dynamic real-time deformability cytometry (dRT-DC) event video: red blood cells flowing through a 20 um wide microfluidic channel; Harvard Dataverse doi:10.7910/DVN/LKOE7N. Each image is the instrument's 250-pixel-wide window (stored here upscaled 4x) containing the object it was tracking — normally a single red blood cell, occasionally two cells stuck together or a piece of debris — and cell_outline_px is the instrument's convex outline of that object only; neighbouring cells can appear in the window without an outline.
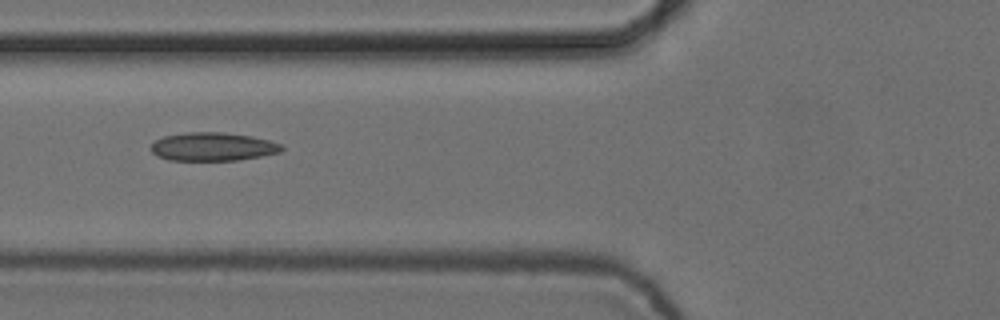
{"species": "common noctule bat (a hibernating species)", "species_latin": "Nyctalus noctula", "temperature_condition": "cold", "stored_images_in_passage": 5, "camera_frame_rate_fps": 3000, "um_per_image_px": 0.085, "animal": {"sex": "female", "body_mass_g": 24.6, "forearm_length_mm": 56.2}, "frame": {"image": 1, "passage_image": 3, "time_ms": 0.667, "image_size_px": [1000, 320], "cell_outline_px": [[284, 148], [280, 152], [240, 160], [168, 160], [156, 156], [148, 148], [156, 140], [164, 136], [188, 132], [224, 132], [252, 136], [268, 140], [280, 144]], "centroid_in_image_um": [18.05, 12.47], "position_along_channel_um": 107.7, "area_um2": 21.68}}
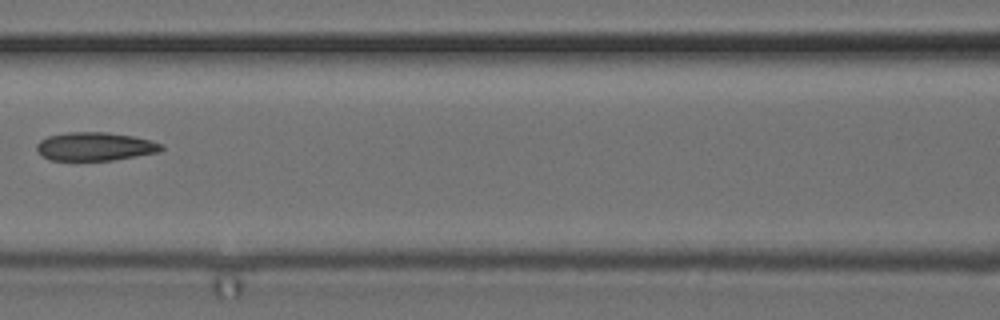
{"frame": {"image": 2, "passage_image": 4, "time_ms": 1.0, "image_size_px": [1000, 320], "cell_outline_px": [[164, 148], [160, 152], [112, 160], [48, 160], [36, 152], [36, 144], [40, 140], [48, 136], [68, 132], [108, 132], [132, 136], [152, 140], [164, 144]], "centroid_in_image_um": [8.08, 12.45], "position_along_channel_um": 158.5, "area_um2": 20.87}}
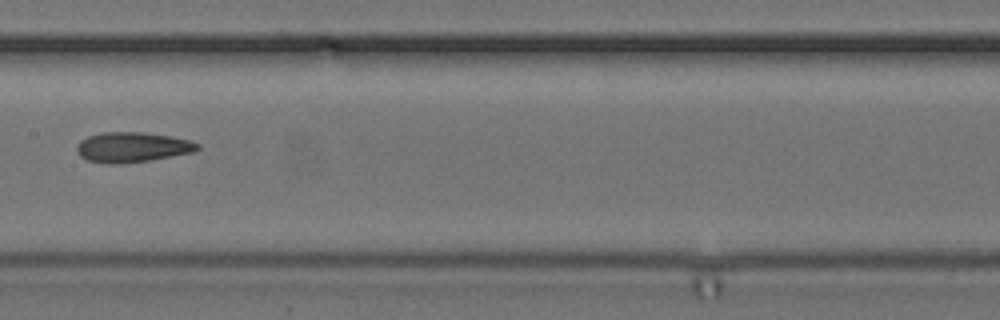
{"frame": {"image": 3, "passage_image": 5, "time_ms": 1.333, "image_size_px": [1000, 320], "cell_outline_px": [[200, 148], [192, 152], [152, 160], [116, 164], [108, 164], [88, 160], [80, 156], [76, 148], [80, 140], [88, 136], [100, 132], [144, 132], [168, 136], [188, 140], [200, 144]], "centroid_in_image_um": [11.22, 12.51], "position_along_channel_um": 196.2, "area_um2": 21.1}}